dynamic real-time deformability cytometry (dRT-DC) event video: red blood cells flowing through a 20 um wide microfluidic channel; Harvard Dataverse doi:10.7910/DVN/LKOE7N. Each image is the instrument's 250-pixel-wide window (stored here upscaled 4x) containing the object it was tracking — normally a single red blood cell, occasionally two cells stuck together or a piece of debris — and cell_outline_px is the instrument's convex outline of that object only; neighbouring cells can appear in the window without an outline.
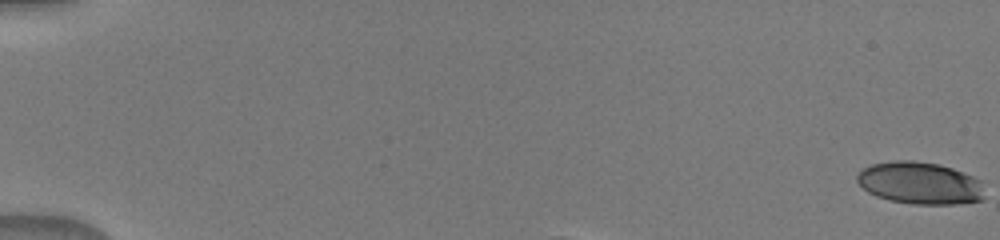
{"species": "human", "species_latin": "Homo sapiens", "temperature_condition": "warm", "stored_images_in_passage": 36, "camera_frame_rate_fps": 3000, "um_per_image_px": 0.085, "donor": {"sex": "male"}, "frame": {"image": 1, "passage_image": 1, "time_ms": 0.0, "image_size_px": [1000, 240], "cell_outline_px": [[984, 200], [956, 204], [912, 204], [888, 200], [876, 196], [868, 192], [856, 180], [856, 176], [864, 168], [872, 164], [896, 160], [912, 160], [940, 164], [952, 168], [972, 176], [980, 180]], "centroid_in_image_um": [78.18, 15.56], "position_along_channel_um": 6.8, "area_um2": 31.33}}
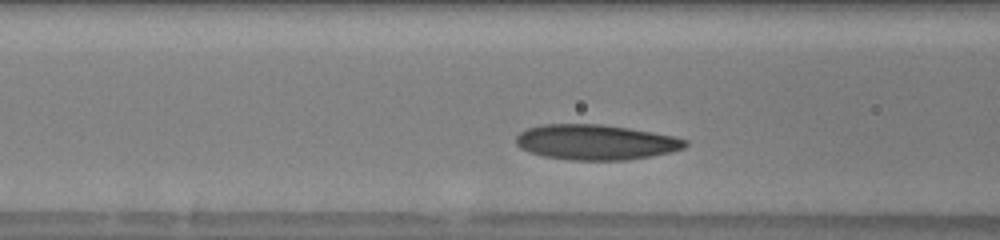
{"frame": {"image": 2, "passage_image": 13, "time_ms": 4.0, "image_size_px": [1000, 240], "cell_outline_px": [[688, 144], [684, 148], [668, 152], [648, 156], [624, 160], [568, 160], [544, 156], [520, 148], [516, 144], [516, 136], [520, 132], [528, 128], [544, 124], [600, 124], [628, 128], [652, 132], [672, 136], [688, 140]], "centroid_in_image_um": [50.61, 12.08], "position_along_channel_um": 116.0, "area_um2": 34.45}}
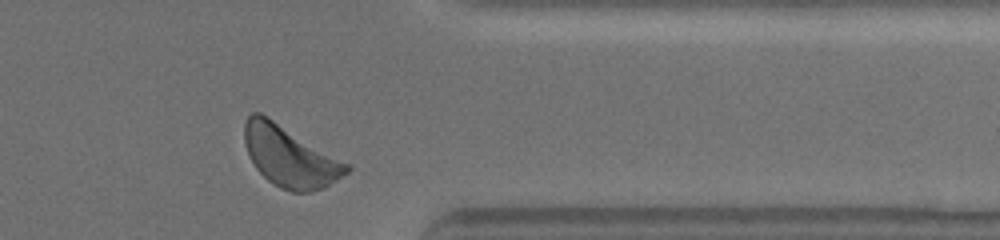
{"frame": {"image": 3, "passage_image": 34, "time_ms": 11.0, "image_size_px": [1000, 240], "cell_outline_px": [[352, 168], [348, 172], [324, 188], [308, 192], [292, 192], [280, 188], [268, 180], [256, 168], [244, 144], [244, 124], [248, 116], [252, 112], [260, 112], [348, 164]], "centroid_in_image_um": [24.61, 13.31], "position_along_channel_um": 386.8, "area_um2": 35.55}}